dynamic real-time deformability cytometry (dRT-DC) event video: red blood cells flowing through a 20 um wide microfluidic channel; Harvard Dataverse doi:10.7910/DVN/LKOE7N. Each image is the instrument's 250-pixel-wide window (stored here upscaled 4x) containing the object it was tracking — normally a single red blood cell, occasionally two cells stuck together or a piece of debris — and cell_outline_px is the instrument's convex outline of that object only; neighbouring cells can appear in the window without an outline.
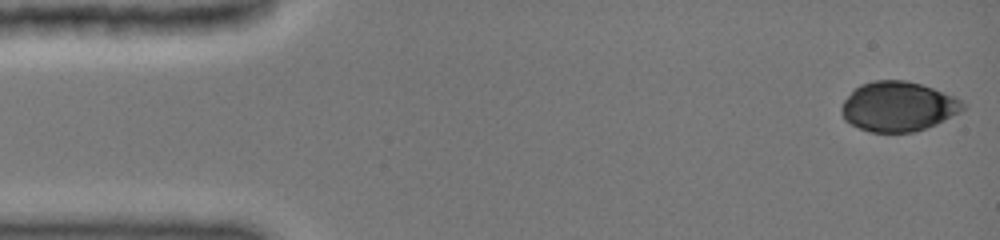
{"species": "common noctule bat (a hibernating species)", "species_latin": "Nyctalus noctula", "temperature_condition": "cold", "stored_images_in_passage": 27, "camera_frame_rate_fps": 3000, "um_per_image_px": 0.085, "animal": {"sex": "female", "body_mass_g": 19.0, "forearm_length_mm": 51.5}, "frame": {"image": 1, "passage_image": 1, "time_ms": 0.0, "image_size_px": [1000, 240], "cell_outline_px": [[968, 104], [960, 112], [936, 124], [916, 132], [868, 132], [844, 120], [840, 112], [840, 108], [844, 100], [860, 84], [872, 80], [904, 80], [920, 84], [932, 88], [952, 96]], "centroid_in_image_um": [76.32, 9.06], "position_along_channel_um": 8.7, "area_um2": 35.14}}